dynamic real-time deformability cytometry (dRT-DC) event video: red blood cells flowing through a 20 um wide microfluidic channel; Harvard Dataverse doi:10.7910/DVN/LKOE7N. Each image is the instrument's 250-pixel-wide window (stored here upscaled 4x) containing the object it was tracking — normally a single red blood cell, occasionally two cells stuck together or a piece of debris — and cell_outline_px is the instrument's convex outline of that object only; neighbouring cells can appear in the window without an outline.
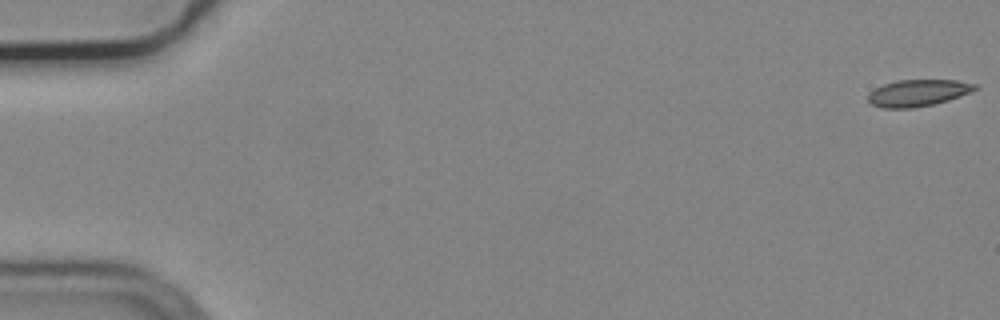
{"species": "common noctule bat (a hibernating species)", "species_latin": "Nyctalus noctula", "temperature_condition": "cold", "stored_images_in_passage": 6, "camera_frame_rate_fps": 3000, "um_per_image_px": 0.085, "animal": {"sex": "male", "body_mass_g": 19.2, "forearm_length_mm": 51.8}, "frame": {"image": 1, "passage_image": 1, "time_ms": 0.0, "image_size_px": [1000, 320], "cell_outline_px": [[980, 88], [972, 92], [948, 100], [932, 104], [912, 108], [884, 108], [872, 104], [868, 100], [868, 92], [884, 84], [896, 80], [956, 80], [976, 84]], "centroid_in_image_um": [78.04, 7.89], "position_along_channel_um": 7.0, "area_um2": 16.65}}
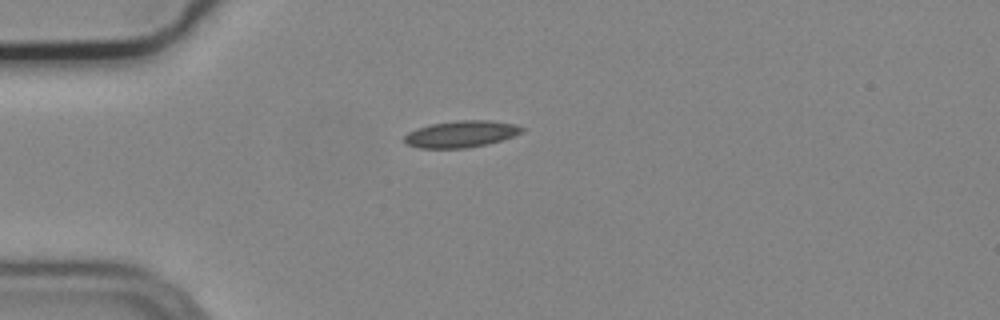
{"frame": {"image": 2, "passage_image": 5, "time_ms": 1.333, "image_size_px": [1000, 320], "cell_outline_px": [[524, 132], [488, 144], [468, 148], [420, 148], [408, 144], [404, 140], [404, 136], [408, 132], [416, 128], [432, 124], [456, 120], [492, 120], [516, 124], [524, 128]], "centroid_in_image_um": [39.21, 11.38], "position_along_channel_um": 45.8, "area_um2": 18.32}}